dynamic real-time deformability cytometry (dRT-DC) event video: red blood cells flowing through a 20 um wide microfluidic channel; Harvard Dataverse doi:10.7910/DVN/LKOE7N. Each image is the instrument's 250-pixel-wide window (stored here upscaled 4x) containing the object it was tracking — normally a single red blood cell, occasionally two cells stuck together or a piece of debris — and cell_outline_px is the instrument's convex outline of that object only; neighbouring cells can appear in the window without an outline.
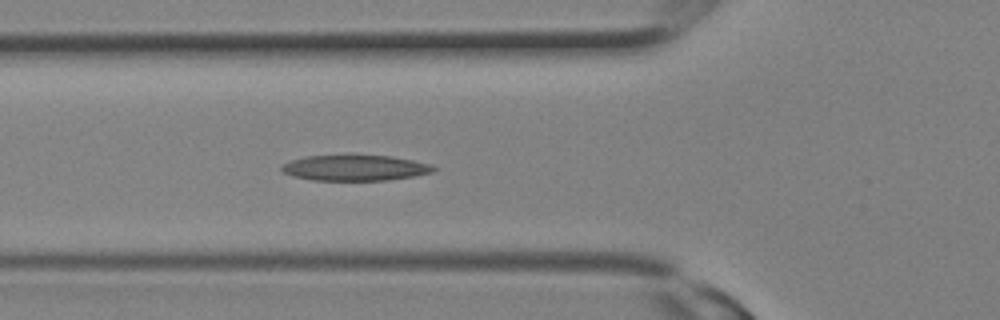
{"species": "Egyptian fruit bat (a non-hibernating species)", "species_latin": "Rousettus aegyptiacus", "temperature_condition": "room temperature", "stored_images_in_passage": 9, "camera_frame_rate_fps": 3000, "um_per_image_px": 0.085, "animal": {"sex": "female"}, "frame": {"image": 1, "passage_image": 9, "time_ms": 2.667, "image_size_px": [1000, 320], "cell_outline_px": [[436, 168], [432, 172], [412, 176], [388, 180], [312, 180], [292, 176], [284, 172], [280, 168], [288, 160], [304, 156], [392, 156], [432, 164]], "centroid_in_image_um": [30.15, 14.27], "position_along_channel_um": 95.6, "area_um2": 22.48}}